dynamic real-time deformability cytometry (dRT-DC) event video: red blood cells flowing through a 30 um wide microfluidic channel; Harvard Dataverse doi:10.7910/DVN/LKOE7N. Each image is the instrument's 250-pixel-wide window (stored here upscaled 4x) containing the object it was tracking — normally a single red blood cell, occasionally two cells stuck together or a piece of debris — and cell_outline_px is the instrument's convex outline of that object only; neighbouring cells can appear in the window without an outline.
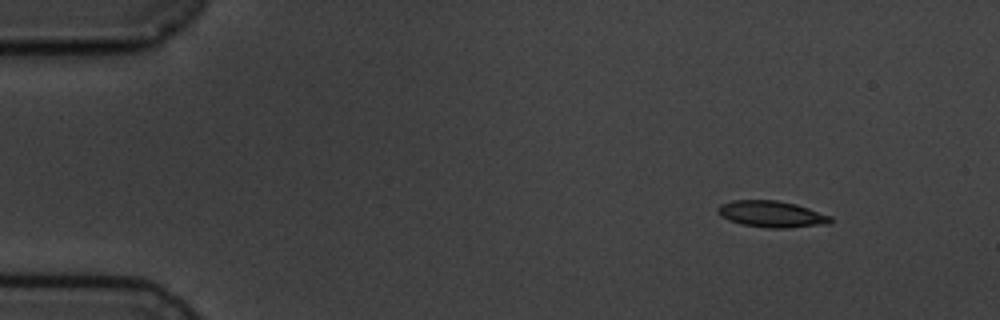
{"species": "common noctule bat (a hibernating species)", "species_latin": "Nyctalus noctula", "temperature_condition": "cold", "stored_images_in_passage": 4, "camera_frame_rate_fps": 3000, "um_per_image_px": 0.085, "animal": {"sex": "male", "body_mass_g": 19.5, "forearm_length_mm": 54.6}, "frame": {"image": 1, "passage_image": 1, "time_ms": 0.0, "image_size_px": [1000, 320], "cell_outline_px": [[832, 224], [788, 228], [768, 228], [744, 224], [728, 220], [720, 216], [716, 212], [716, 208], [720, 204], [732, 200], [776, 200], [796, 204], [832, 216]], "centroid_in_image_um": [65.59, 18.2], "position_along_channel_um": 19.4, "area_um2": 17.57}}